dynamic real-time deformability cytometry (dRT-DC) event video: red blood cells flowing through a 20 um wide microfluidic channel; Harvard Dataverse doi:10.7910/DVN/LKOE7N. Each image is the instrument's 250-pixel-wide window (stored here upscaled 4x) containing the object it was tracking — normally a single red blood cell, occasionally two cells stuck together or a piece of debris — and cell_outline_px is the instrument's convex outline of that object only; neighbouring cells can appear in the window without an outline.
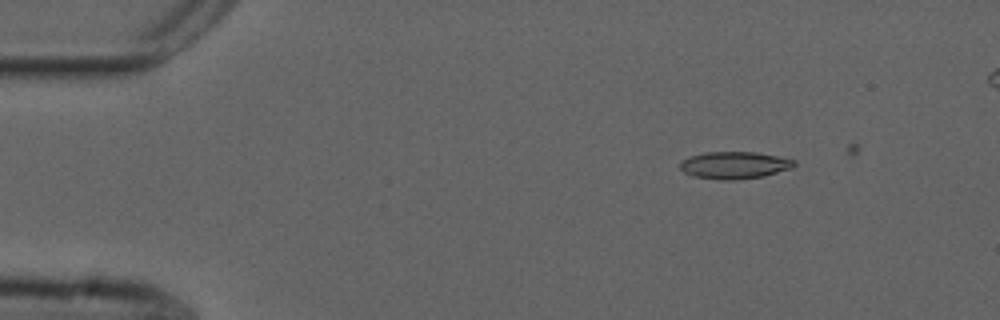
{"species": "common noctule bat (a hibernating species)", "species_latin": "Nyctalus noctula", "temperature_condition": "cold", "stored_images_in_passage": 33, "camera_frame_rate_fps": 3000, "um_per_image_px": 0.085, "animal": {"sex": "male", "forearm_length_mm": 52.5}, "frame": {"image": 1, "passage_image": 1, "time_ms": 0.0, "image_size_px": [1000, 320], "cell_outline_px": [[796, 164], [792, 168], [764, 176], [736, 180], [720, 180], [696, 176], [684, 172], [680, 168], [680, 160], [704, 152], [756, 152], [796, 160]], "centroid_in_image_um": [62.44, 14.04], "position_along_channel_um": 22.6, "area_um2": 18.03}}
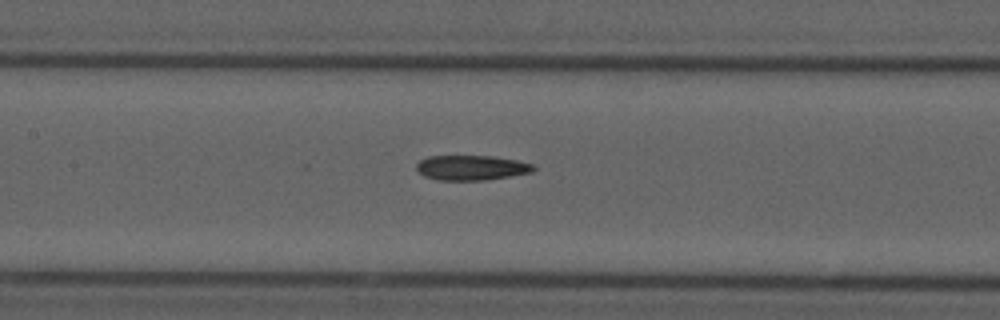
{"frame": {"image": 2, "passage_image": 19, "time_ms": 6.0, "image_size_px": [1000, 320], "cell_outline_px": [[536, 168], [532, 172], [484, 180], [436, 180], [424, 176], [416, 168], [416, 164], [420, 160], [428, 156], [492, 156], [516, 160], [532, 164]], "centroid_in_image_um": [40.04, 14.25], "position_along_channel_um": 167.4, "area_um2": 16.88}}
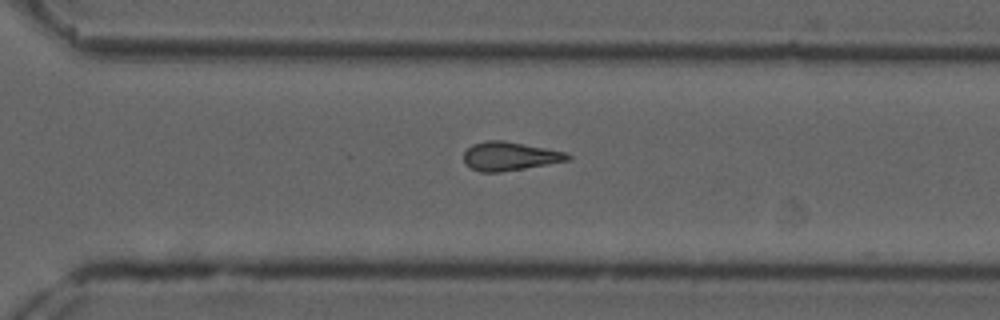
{"frame": {"image": 3, "passage_image": 32, "time_ms": 10.333, "image_size_px": [1000, 320], "cell_outline_px": [[572, 156], [568, 160], [524, 168], [500, 172], [480, 172], [464, 164], [464, 152], [472, 144], [484, 140], [500, 140], [544, 148], [564, 152]], "centroid_in_image_um": [43.25, 13.28], "position_along_channel_um": 327.3, "area_um2": 17.05}}